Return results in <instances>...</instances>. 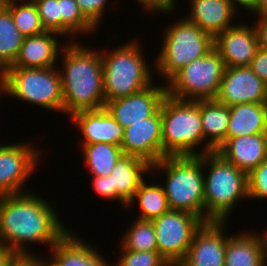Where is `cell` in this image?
<instances>
[{
  "instance_id": "1",
  "label": "cell",
  "mask_w": 267,
  "mask_h": 266,
  "mask_svg": "<svg viewBox=\"0 0 267 266\" xmlns=\"http://www.w3.org/2000/svg\"><path fill=\"white\" fill-rule=\"evenodd\" d=\"M31 192L0 196V246L17 255H36L31 244L50 250L69 229L51 202Z\"/></svg>"
},
{
  "instance_id": "2",
  "label": "cell",
  "mask_w": 267,
  "mask_h": 266,
  "mask_svg": "<svg viewBox=\"0 0 267 266\" xmlns=\"http://www.w3.org/2000/svg\"><path fill=\"white\" fill-rule=\"evenodd\" d=\"M63 44L59 55L63 64L58 66L63 91V114L70 117L76 112L105 107L100 50L77 41H64Z\"/></svg>"
},
{
  "instance_id": "3",
  "label": "cell",
  "mask_w": 267,
  "mask_h": 266,
  "mask_svg": "<svg viewBox=\"0 0 267 266\" xmlns=\"http://www.w3.org/2000/svg\"><path fill=\"white\" fill-rule=\"evenodd\" d=\"M154 169L165 176L162 186L170 210L191 213L205 222L203 155L163 157L151 165Z\"/></svg>"
},
{
  "instance_id": "4",
  "label": "cell",
  "mask_w": 267,
  "mask_h": 266,
  "mask_svg": "<svg viewBox=\"0 0 267 266\" xmlns=\"http://www.w3.org/2000/svg\"><path fill=\"white\" fill-rule=\"evenodd\" d=\"M203 168L205 222L227 221L238 202L249 199L248 174L216 151L203 155Z\"/></svg>"
},
{
  "instance_id": "5",
  "label": "cell",
  "mask_w": 267,
  "mask_h": 266,
  "mask_svg": "<svg viewBox=\"0 0 267 266\" xmlns=\"http://www.w3.org/2000/svg\"><path fill=\"white\" fill-rule=\"evenodd\" d=\"M138 40H129L110 51L100 50L105 103L141 92L155 82V72L152 66L149 68Z\"/></svg>"
},
{
  "instance_id": "6",
  "label": "cell",
  "mask_w": 267,
  "mask_h": 266,
  "mask_svg": "<svg viewBox=\"0 0 267 266\" xmlns=\"http://www.w3.org/2000/svg\"><path fill=\"white\" fill-rule=\"evenodd\" d=\"M162 158L205 154V139L200 115V100L164 97L161 106ZM203 146H202V145ZM202 148L197 152L200 147Z\"/></svg>"
},
{
  "instance_id": "7",
  "label": "cell",
  "mask_w": 267,
  "mask_h": 266,
  "mask_svg": "<svg viewBox=\"0 0 267 266\" xmlns=\"http://www.w3.org/2000/svg\"><path fill=\"white\" fill-rule=\"evenodd\" d=\"M163 29L161 50L154 61L155 73L167 82L190 62L214 48V38L185 17Z\"/></svg>"
},
{
  "instance_id": "8",
  "label": "cell",
  "mask_w": 267,
  "mask_h": 266,
  "mask_svg": "<svg viewBox=\"0 0 267 266\" xmlns=\"http://www.w3.org/2000/svg\"><path fill=\"white\" fill-rule=\"evenodd\" d=\"M3 75L4 95L63 115V91L57 66L8 67Z\"/></svg>"
},
{
  "instance_id": "9",
  "label": "cell",
  "mask_w": 267,
  "mask_h": 266,
  "mask_svg": "<svg viewBox=\"0 0 267 266\" xmlns=\"http://www.w3.org/2000/svg\"><path fill=\"white\" fill-rule=\"evenodd\" d=\"M225 68L224 60L213 48L175 73L165 83L167 94L180 100L216 99Z\"/></svg>"
},
{
  "instance_id": "10",
  "label": "cell",
  "mask_w": 267,
  "mask_h": 266,
  "mask_svg": "<svg viewBox=\"0 0 267 266\" xmlns=\"http://www.w3.org/2000/svg\"><path fill=\"white\" fill-rule=\"evenodd\" d=\"M157 251L169 263H180L204 221L185 211L169 210L152 220Z\"/></svg>"
},
{
  "instance_id": "11",
  "label": "cell",
  "mask_w": 267,
  "mask_h": 266,
  "mask_svg": "<svg viewBox=\"0 0 267 266\" xmlns=\"http://www.w3.org/2000/svg\"><path fill=\"white\" fill-rule=\"evenodd\" d=\"M32 142L0 144V196L29 192L25 183L37 173L42 150ZM40 156V157H39Z\"/></svg>"
},
{
  "instance_id": "12",
  "label": "cell",
  "mask_w": 267,
  "mask_h": 266,
  "mask_svg": "<svg viewBox=\"0 0 267 266\" xmlns=\"http://www.w3.org/2000/svg\"><path fill=\"white\" fill-rule=\"evenodd\" d=\"M227 223V221L204 222L194 234L192 243L180 264L224 266L227 239L232 235L228 234Z\"/></svg>"
},
{
  "instance_id": "13",
  "label": "cell",
  "mask_w": 267,
  "mask_h": 266,
  "mask_svg": "<svg viewBox=\"0 0 267 266\" xmlns=\"http://www.w3.org/2000/svg\"><path fill=\"white\" fill-rule=\"evenodd\" d=\"M216 100L228 107L266 103L267 84L249 66L226 67Z\"/></svg>"
},
{
  "instance_id": "14",
  "label": "cell",
  "mask_w": 267,
  "mask_h": 266,
  "mask_svg": "<svg viewBox=\"0 0 267 266\" xmlns=\"http://www.w3.org/2000/svg\"><path fill=\"white\" fill-rule=\"evenodd\" d=\"M121 149L153 165L162 159V119L160 109L142 122L124 128Z\"/></svg>"
},
{
  "instance_id": "15",
  "label": "cell",
  "mask_w": 267,
  "mask_h": 266,
  "mask_svg": "<svg viewBox=\"0 0 267 266\" xmlns=\"http://www.w3.org/2000/svg\"><path fill=\"white\" fill-rule=\"evenodd\" d=\"M155 84L136 94L108 101L105 108L123 128L132 123L142 122L160 109L167 95L166 84Z\"/></svg>"
},
{
  "instance_id": "16",
  "label": "cell",
  "mask_w": 267,
  "mask_h": 266,
  "mask_svg": "<svg viewBox=\"0 0 267 266\" xmlns=\"http://www.w3.org/2000/svg\"><path fill=\"white\" fill-rule=\"evenodd\" d=\"M236 23L214 38V49L224 60L225 67L250 66L259 48L254 25Z\"/></svg>"
},
{
  "instance_id": "17",
  "label": "cell",
  "mask_w": 267,
  "mask_h": 266,
  "mask_svg": "<svg viewBox=\"0 0 267 266\" xmlns=\"http://www.w3.org/2000/svg\"><path fill=\"white\" fill-rule=\"evenodd\" d=\"M83 139L80 144L109 143L120 146L124 128L105 108L85 110L68 117Z\"/></svg>"
},
{
  "instance_id": "18",
  "label": "cell",
  "mask_w": 267,
  "mask_h": 266,
  "mask_svg": "<svg viewBox=\"0 0 267 266\" xmlns=\"http://www.w3.org/2000/svg\"><path fill=\"white\" fill-rule=\"evenodd\" d=\"M69 229L49 250V259L55 266H112L113 263ZM74 233V234H73ZM89 243V244H87ZM111 264V265H109Z\"/></svg>"
},
{
  "instance_id": "19",
  "label": "cell",
  "mask_w": 267,
  "mask_h": 266,
  "mask_svg": "<svg viewBox=\"0 0 267 266\" xmlns=\"http://www.w3.org/2000/svg\"><path fill=\"white\" fill-rule=\"evenodd\" d=\"M63 37L51 31L24 37L18 57L10 67L48 68L56 67L63 48ZM62 45V46H61Z\"/></svg>"
},
{
  "instance_id": "20",
  "label": "cell",
  "mask_w": 267,
  "mask_h": 266,
  "mask_svg": "<svg viewBox=\"0 0 267 266\" xmlns=\"http://www.w3.org/2000/svg\"><path fill=\"white\" fill-rule=\"evenodd\" d=\"M190 14L185 18L213 38L235 25L237 11L229 0H188ZM236 18V19H235Z\"/></svg>"
},
{
  "instance_id": "21",
  "label": "cell",
  "mask_w": 267,
  "mask_h": 266,
  "mask_svg": "<svg viewBox=\"0 0 267 266\" xmlns=\"http://www.w3.org/2000/svg\"><path fill=\"white\" fill-rule=\"evenodd\" d=\"M216 152L238 169L249 174L267 159V134L226 138Z\"/></svg>"
},
{
  "instance_id": "22",
  "label": "cell",
  "mask_w": 267,
  "mask_h": 266,
  "mask_svg": "<svg viewBox=\"0 0 267 266\" xmlns=\"http://www.w3.org/2000/svg\"><path fill=\"white\" fill-rule=\"evenodd\" d=\"M150 172L151 165L145 160L135 156L123 155L116 162L110 174L112 190L128 205L138 190L139 185L147 175H150Z\"/></svg>"
},
{
  "instance_id": "23",
  "label": "cell",
  "mask_w": 267,
  "mask_h": 266,
  "mask_svg": "<svg viewBox=\"0 0 267 266\" xmlns=\"http://www.w3.org/2000/svg\"><path fill=\"white\" fill-rule=\"evenodd\" d=\"M224 266H267L260 233L241 231L227 239Z\"/></svg>"
},
{
  "instance_id": "24",
  "label": "cell",
  "mask_w": 267,
  "mask_h": 266,
  "mask_svg": "<svg viewBox=\"0 0 267 266\" xmlns=\"http://www.w3.org/2000/svg\"><path fill=\"white\" fill-rule=\"evenodd\" d=\"M230 120L226 138L267 134V109L265 103L237 104L229 107Z\"/></svg>"
},
{
  "instance_id": "25",
  "label": "cell",
  "mask_w": 267,
  "mask_h": 266,
  "mask_svg": "<svg viewBox=\"0 0 267 266\" xmlns=\"http://www.w3.org/2000/svg\"><path fill=\"white\" fill-rule=\"evenodd\" d=\"M200 115L206 154L216 151L226 141L229 107L216 99L200 100Z\"/></svg>"
},
{
  "instance_id": "26",
  "label": "cell",
  "mask_w": 267,
  "mask_h": 266,
  "mask_svg": "<svg viewBox=\"0 0 267 266\" xmlns=\"http://www.w3.org/2000/svg\"><path fill=\"white\" fill-rule=\"evenodd\" d=\"M79 148L91 176L110 175L116 162L124 155L121 146L103 142L81 144Z\"/></svg>"
},
{
  "instance_id": "27",
  "label": "cell",
  "mask_w": 267,
  "mask_h": 266,
  "mask_svg": "<svg viewBox=\"0 0 267 266\" xmlns=\"http://www.w3.org/2000/svg\"><path fill=\"white\" fill-rule=\"evenodd\" d=\"M137 201L139 203V215L136 218L141 220H153L170 210L162 183L160 185L159 183L153 184V182L148 184L146 178L139 185L127 208H130Z\"/></svg>"
},
{
  "instance_id": "28",
  "label": "cell",
  "mask_w": 267,
  "mask_h": 266,
  "mask_svg": "<svg viewBox=\"0 0 267 266\" xmlns=\"http://www.w3.org/2000/svg\"><path fill=\"white\" fill-rule=\"evenodd\" d=\"M24 36L14 24L10 11L0 4V70L16 61Z\"/></svg>"
},
{
  "instance_id": "29",
  "label": "cell",
  "mask_w": 267,
  "mask_h": 266,
  "mask_svg": "<svg viewBox=\"0 0 267 266\" xmlns=\"http://www.w3.org/2000/svg\"><path fill=\"white\" fill-rule=\"evenodd\" d=\"M21 1V2H20ZM12 0L3 3L10 11L14 24L24 37L38 35L46 31L33 0Z\"/></svg>"
},
{
  "instance_id": "30",
  "label": "cell",
  "mask_w": 267,
  "mask_h": 266,
  "mask_svg": "<svg viewBox=\"0 0 267 266\" xmlns=\"http://www.w3.org/2000/svg\"><path fill=\"white\" fill-rule=\"evenodd\" d=\"M59 10L61 15V36L67 37L69 41L75 40L83 34L92 32L95 33L97 30L82 14L79 5L75 0H59ZM82 33V34H81ZM77 36V37H76ZM72 37V38H71Z\"/></svg>"
},
{
  "instance_id": "31",
  "label": "cell",
  "mask_w": 267,
  "mask_h": 266,
  "mask_svg": "<svg viewBox=\"0 0 267 266\" xmlns=\"http://www.w3.org/2000/svg\"><path fill=\"white\" fill-rule=\"evenodd\" d=\"M126 229L122 240L119 242L126 250L157 251L156 234L152 220L135 221Z\"/></svg>"
},
{
  "instance_id": "32",
  "label": "cell",
  "mask_w": 267,
  "mask_h": 266,
  "mask_svg": "<svg viewBox=\"0 0 267 266\" xmlns=\"http://www.w3.org/2000/svg\"><path fill=\"white\" fill-rule=\"evenodd\" d=\"M118 261L112 266H168V262L158 251H133L126 250L120 244Z\"/></svg>"
},
{
  "instance_id": "33",
  "label": "cell",
  "mask_w": 267,
  "mask_h": 266,
  "mask_svg": "<svg viewBox=\"0 0 267 266\" xmlns=\"http://www.w3.org/2000/svg\"><path fill=\"white\" fill-rule=\"evenodd\" d=\"M37 6L42 25L46 31L61 35L59 0H33Z\"/></svg>"
},
{
  "instance_id": "34",
  "label": "cell",
  "mask_w": 267,
  "mask_h": 266,
  "mask_svg": "<svg viewBox=\"0 0 267 266\" xmlns=\"http://www.w3.org/2000/svg\"><path fill=\"white\" fill-rule=\"evenodd\" d=\"M249 200L267 201V159L248 174Z\"/></svg>"
},
{
  "instance_id": "35",
  "label": "cell",
  "mask_w": 267,
  "mask_h": 266,
  "mask_svg": "<svg viewBox=\"0 0 267 266\" xmlns=\"http://www.w3.org/2000/svg\"><path fill=\"white\" fill-rule=\"evenodd\" d=\"M79 5V8L83 16L95 27L99 28L104 16V12L107 11L109 5L108 0H75Z\"/></svg>"
},
{
  "instance_id": "36",
  "label": "cell",
  "mask_w": 267,
  "mask_h": 266,
  "mask_svg": "<svg viewBox=\"0 0 267 266\" xmlns=\"http://www.w3.org/2000/svg\"><path fill=\"white\" fill-rule=\"evenodd\" d=\"M92 188L96 192L97 195H100L101 198L116 200L123 205L124 208L127 205L115 194L112 190V183H111V175L107 176H92Z\"/></svg>"
},
{
  "instance_id": "37",
  "label": "cell",
  "mask_w": 267,
  "mask_h": 266,
  "mask_svg": "<svg viewBox=\"0 0 267 266\" xmlns=\"http://www.w3.org/2000/svg\"><path fill=\"white\" fill-rule=\"evenodd\" d=\"M249 67L267 84V47L259 46Z\"/></svg>"
},
{
  "instance_id": "38",
  "label": "cell",
  "mask_w": 267,
  "mask_h": 266,
  "mask_svg": "<svg viewBox=\"0 0 267 266\" xmlns=\"http://www.w3.org/2000/svg\"><path fill=\"white\" fill-rule=\"evenodd\" d=\"M253 15H257L256 21H253L255 23L251 24L256 29L258 44L259 46L267 47V12Z\"/></svg>"
},
{
  "instance_id": "39",
  "label": "cell",
  "mask_w": 267,
  "mask_h": 266,
  "mask_svg": "<svg viewBox=\"0 0 267 266\" xmlns=\"http://www.w3.org/2000/svg\"><path fill=\"white\" fill-rule=\"evenodd\" d=\"M177 0H151V13L163 14L164 16L176 12ZM159 12V13H158Z\"/></svg>"
},
{
  "instance_id": "40",
  "label": "cell",
  "mask_w": 267,
  "mask_h": 266,
  "mask_svg": "<svg viewBox=\"0 0 267 266\" xmlns=\"http://www.w3.org/2000/svg\"><path fill=\"white\" fill-rule=\"evenodd\" d=\"M9 266H40L39 255H17Z\"/></svg>"
},
{
  "instance_id": "41",
  "label": "cell",
  "mask_w": 267,
  "mask_h": 266,
  "mask_svg": "<svg viewBox=\"0 0 267 266\" xmlns=\"http://www.w3.org/2000/svg\"><path fill=\"white\" fill-rule=\"evenodd\" d=\"M229 1L237 12L239 11L241 12L240 9H243L250 13L254 12L258 2V0H229Z\"/></svg>"
},
{
  "instance_id": "42",
  "label": "cell",
  "mask_w": 267,
  "mask_h": 266,
  "mask_svg": "<svg viewBox=\"0 0 267 266\" xmlns=\"http://www.w3.org/2000/svg\"><path fill=\"white\" fill-rule=\"evenodd\" d=\"M17 256L9 249L0 246V266H9L11 261Z\"/></svg>"
},
{
  "instance_id": "43",
  "label": "cell",
  "mask_w": 267,
  "mask_h": 266,
  "mask_svg": "<svg viewBox=\"0 0 267 266\" xmlns=\"http://www.w3.org/2000/svg\"><path fill=\"white\" fill-rule=\"evenodd\" d=\"M267 12V0H258L256 8L252 14H262Z\"/></svg>"
},
{
  "instance_id": "44",
  "label": "cell",
  "mask_w": 267,
  "mask_h": 266,
  "mask_svg": "<svg viewBox=\"0 0 267 266\" xmlns=\"http://www.w3.org/2000/svg\"><path fill=\"white\" fill-rule=\"evenodd\" d=\"M138 5L142 7L146 11V13L151 14V0H136Z\"/></svg>"
},
{
  "instance_id": "45",
  "label": "cell",
  "mask_w": 267,
  "mask_h": 266,
  "mask_svg": "<svg viewBox=\"0 0 267 266\" xmlns=\"http://www.w3.org/2000/svg\"><path fill=\"white\" fill-rule=\"evenodd\" d=\"M260 235L263 239V243H264V252H265V261H266V265H267V228L264 230L263 232H260Z\"/></svg>"
},
{
  "instance_id": "46",
  "label": "cell",
  "mask_w": 267,
  "mask_h": 266,
  "mask_svg": "<svg viewBox=\"0 0 267 266\" xmlns=\"http://www.w3.org/2000/svg\"><path fill=\"white\" fill-rule=\"evenodd\" d=\"M40 266H55V264L47 257L42 258V255L40 256Z\"/></svg>"
},
{
  "instance_id": "47",
  "label": "cell",
  "mask_w": 267,
  "mask_h": 266,
  "mask_svg": "<svg viewBox=\"0 0 267 266\" xmlns=\"http://www.w3.org/2000/svg\"><path fill=\"white\" fill-rule=\"evenodd\" d=\"M2 94L4 95V75L3 71L0 70V97Z\"/></svg>"
},
{
  "instance_id": "48",
  "label": "cell",
  "mask_w": 267,
  "mask_h": 266,
  "mask_svg": "<svg viewBox=\"0 0 267 266\" xmlns=\"http://www.w3.org/2000/svg\"><path fill=\"white\" fill-rule=\"evenodd\" d=\"M168 266H182L180 263H171V264H168Z\"/></svg>"
},
{
  "instance_id": "49",
  "label": "cell",
  "mask_w": 267,
  "mask_h": 266,
  "mask_svg": "<svg viewBox=\"0 0 267 266\" xmlns=\"http://www.w3.org/2000/svg\"><path fill=\"white\" fill-rule=\"evenodd\" d=\"M12 1V0H0V4H3L5 2Z\"/></svg>"
}]
</instances>
